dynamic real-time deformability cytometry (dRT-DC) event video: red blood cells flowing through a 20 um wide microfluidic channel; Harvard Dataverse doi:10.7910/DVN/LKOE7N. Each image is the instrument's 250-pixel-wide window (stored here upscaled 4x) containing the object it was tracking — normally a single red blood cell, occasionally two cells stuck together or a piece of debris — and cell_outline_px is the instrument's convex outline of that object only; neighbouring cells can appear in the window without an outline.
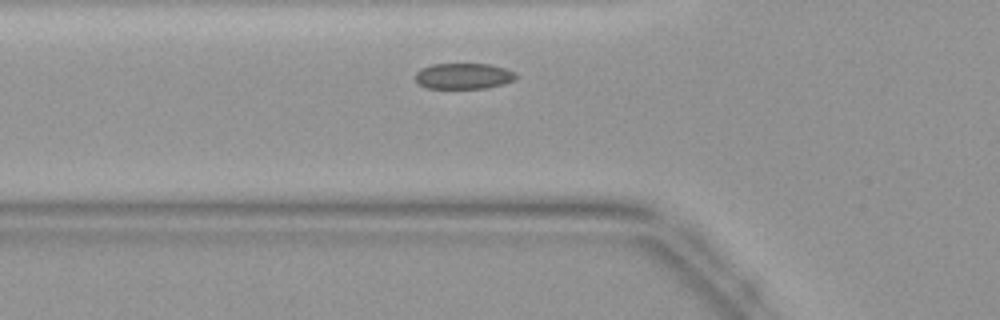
{"species": "common noctule bat (a hibernating species)", "species_latin": "Nyctalus noctula", "temperature_condition": "warm", "stored_images_in_passage": 31, "camera_frame_rate_fps": 3000, "um_per_image_px": 0.085, "animal": {"sex": "female", "body_mass_g": 19.9}, "frame": {"image": 1, "passage_image": 2, "time_ms": 0.333, "image_size_px": [1000, 320], "cell_outline_px": [[516, 76], [512, 80], [504, 84], [484, 88], [428, 88], [420, 84], [416, 80], [416, 72], [420, 68], [432, 64], [488, 64], [504, 68], [512, 72]], "centroid_in_image_um": [39.35, 6.46], "position_along_channel_um": 86.4, "area_um2": 14.91}}
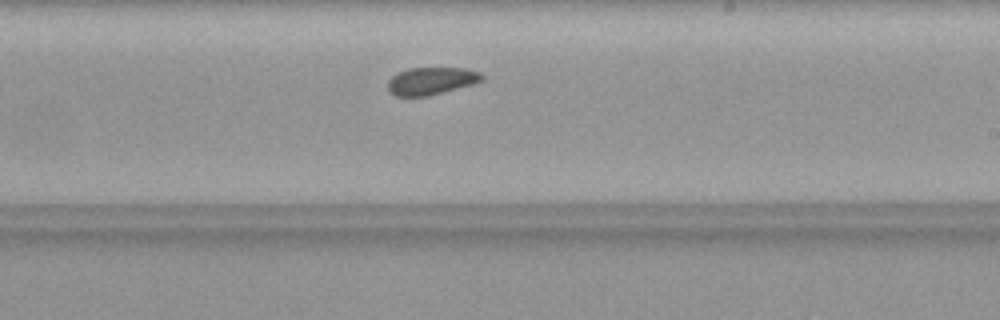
{"frame": {"image": 2, "passage_image": 13, "time_ms": 4.0, "image_size_px": [1000, 320], "cell_outline_px": [[484, 80], [472, 84], [428, 96], [396, 96], [388, 92], [388, 80], [396, 72], [408, 68], [464, 68], [480, 72], [484, 76]], "centroid_in_image_um": [36.63, 6.87], "position_along_channel_um": 252.4, "area_um2": 15.14}}
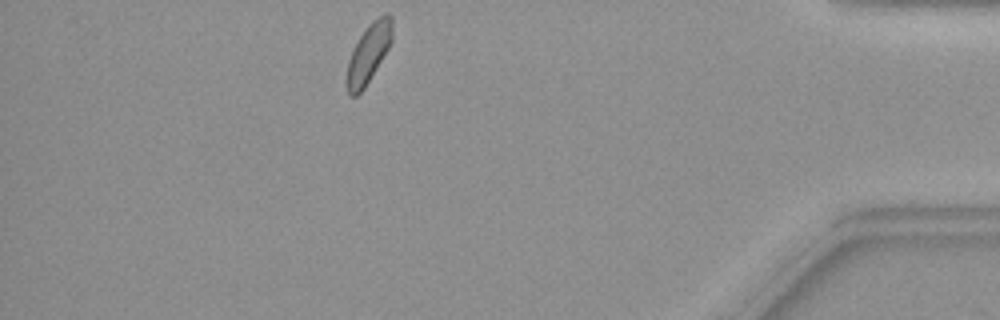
{"frame": {"image": 3, "passage_image": 26, "time_ms": 8.333, "image_size_px": [1000, 320], "cell_outline_px": [[392, 40], [388, 48], [364, 88], [356, 96], [348, 96], [344, 80], [348, 60], [360, 36], [368, 24], [372, 20], [384, 12], [392, 16]], "centroid_in_image_um": [31.29, 4.54], "position_along_channel_um": 403.9, "area_um2": 15.72}}